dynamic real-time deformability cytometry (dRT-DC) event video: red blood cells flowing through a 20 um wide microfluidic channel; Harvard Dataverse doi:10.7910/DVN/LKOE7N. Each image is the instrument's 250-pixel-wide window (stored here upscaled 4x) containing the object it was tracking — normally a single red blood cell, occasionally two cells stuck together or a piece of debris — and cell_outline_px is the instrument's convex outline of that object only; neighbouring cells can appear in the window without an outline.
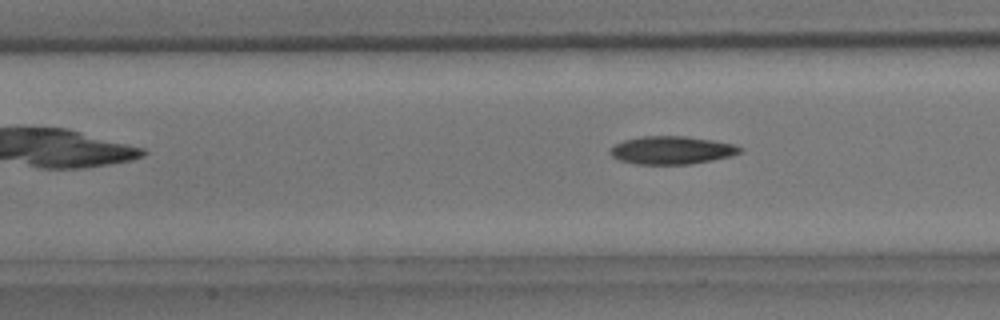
{"species": "common noctule bat (a hibernating species)", "species_latin": "Nyctalus noctula", "temperature_condition": "room temperature", "stored_images_in_passage": 8, "camera_frame_rate_fps": 3000, "um_per_image_px": 0.085, "animal": {"sex": "male", "body_mass_g": 15.6}, "frame": {"image": 1, "passage_image": 8, "time_ms": 2.333, "image_size_px": [1000, 320], "cell_outline_px": [[740, 152], [732, 156], [712, 160], [688, 164], [636, 164], [620, 160], [612, 156], [608, 152], [616, 144], [624, 140], [640, 136], [684, 136], [712, 140], [732, 144], [740, 148]], "centroid_in_image_um": [57.06, 12.76], "position_along_channel_um": 150.3, "area_um2": 20.92}}